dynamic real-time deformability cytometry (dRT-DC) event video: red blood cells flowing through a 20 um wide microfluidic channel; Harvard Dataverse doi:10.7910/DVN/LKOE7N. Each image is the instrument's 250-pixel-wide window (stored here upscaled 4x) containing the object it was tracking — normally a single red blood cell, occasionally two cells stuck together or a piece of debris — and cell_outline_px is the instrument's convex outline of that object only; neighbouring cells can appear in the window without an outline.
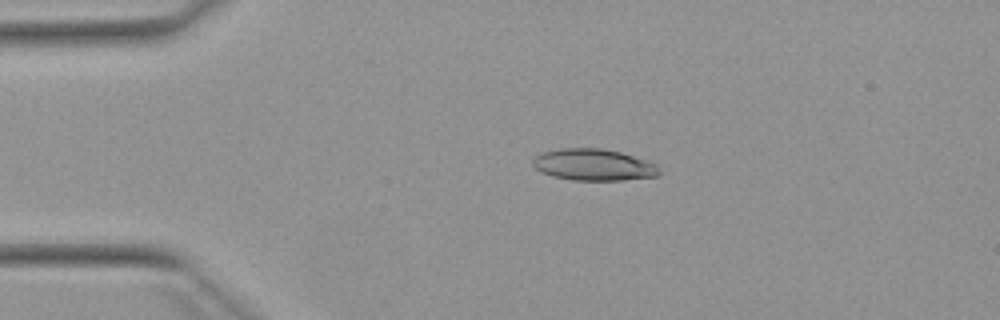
{"species": "Egyptian fruit bat (a non-hibernating species)", "species_latin": "Rousettus aegyptiacus", "temperature_condition": "warm", "stored_images_in_passage": 52, "camera_frame_rate_fps": 3000, "um_per_image_px": 0.085, "animal": {"sex": "female"}, "frame": {"image": 1, "passage_image": 11, "time_ms": 3.333, "image_size_px": [1000, 320], "cell_outline_px": [[660, 172], [656, 176], [624, 180], [572, 180], [552, 176], [536, 168], [532, 164], [532, 160], [536, 156], [544, 152], [560, 148], [604, 148], [620, 152], [656, 164]], "centroid_in_image_um": [50.44, 14.0], "position_along_channel_um": 34.6, "area_um2": 23.06}}
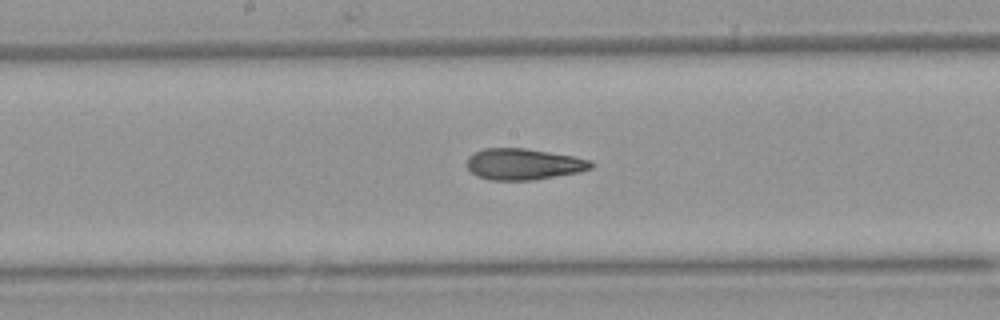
{"frame": {"image": 2, "passage_image": 27, "time_ms": 8.667, "image_size_px": [1000, 320], "cell_outline_px": [[592, 168], [580, 172], [532, 180], [492, 180], [476, 176], [464, 164], [468, 156], [472, 152], [484, 148], [524, 148], [572, 156], [592, 160]], "centroid_in_image_um": [44.45, 13.95], "position_along_channel_um": 203.8, "area_um2": 22.72}}
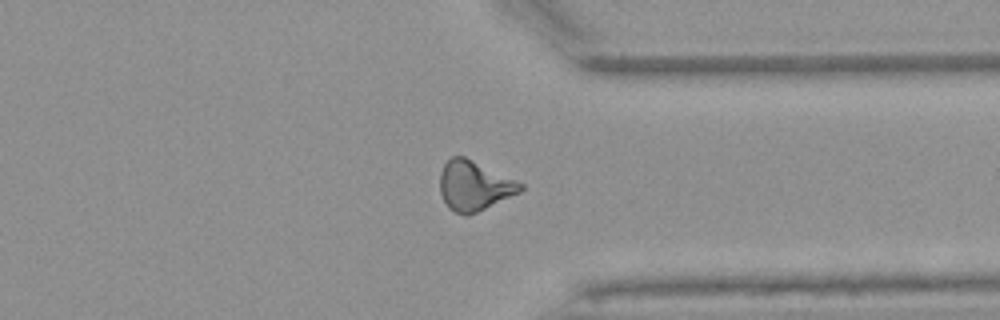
{"frame": {"image": 3, "passage_image": 40, "time_ms": 13.0, "image_size_px": [1000, 320], "cell_outline_px": [[524, 188], [520, 192], [468, 216], [464, 216], [448, 208], [440, 192], [440, 172], [444, 164], [452, 156], [464, 156], [516, 180], [524, 184]], "centroid_in_image_um": [40.29, 15.79], "position_along_channel_um": 371.1, "area_um2": 23.18}, "authors_computed_cell_mechanics": {"area_um2": 23.0044, "velocity_mm_per_s": 3.9204, "shape_relaxation_time_tau1_ms": null, "shape_relaxation_time_tau2_ms": 3.127, "deformation_change_tau1": null, "deformation_change_tau2": 0.1282}}